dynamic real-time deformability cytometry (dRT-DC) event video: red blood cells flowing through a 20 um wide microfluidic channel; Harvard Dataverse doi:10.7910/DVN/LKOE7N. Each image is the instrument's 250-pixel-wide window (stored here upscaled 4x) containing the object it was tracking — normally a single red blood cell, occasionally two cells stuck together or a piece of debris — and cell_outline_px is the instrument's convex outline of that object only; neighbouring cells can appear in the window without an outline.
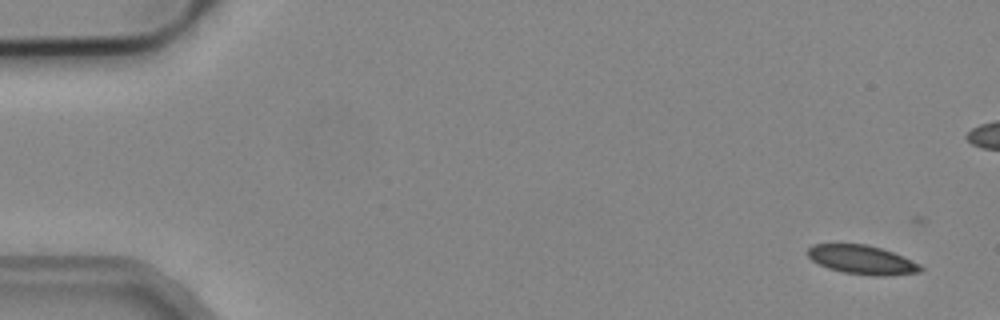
{"species": "common noctule bat (a hibernating species)", "species_latin": "Nyctalus noctula", "temperature_condition": "cold", "stored_images_in_passage": 4, "camera_frame_rate_fps": 3000, "um_per_image_px": 0.085, "animal": {"sex": "male", "body_mass_g": 19.2, "forearm_length_mm": 51.8}, "frame": {"image": 1, "passage_image": 1, "time_ms": 0.0, "image_size_px": [1000, 320], "cell_outline_px": [[924, 268], [920, 272], [884, 276], [872, 276], [844, 272], [828, 268], [812, 260], [808, 256], [808, 248], [812, 244], [868, 244], [892, 252], [920, 264]], "centroid_in_image_um": [73.27, 22.08], "position_along_channel_um": 11.7, "area_um2": 18.9}}